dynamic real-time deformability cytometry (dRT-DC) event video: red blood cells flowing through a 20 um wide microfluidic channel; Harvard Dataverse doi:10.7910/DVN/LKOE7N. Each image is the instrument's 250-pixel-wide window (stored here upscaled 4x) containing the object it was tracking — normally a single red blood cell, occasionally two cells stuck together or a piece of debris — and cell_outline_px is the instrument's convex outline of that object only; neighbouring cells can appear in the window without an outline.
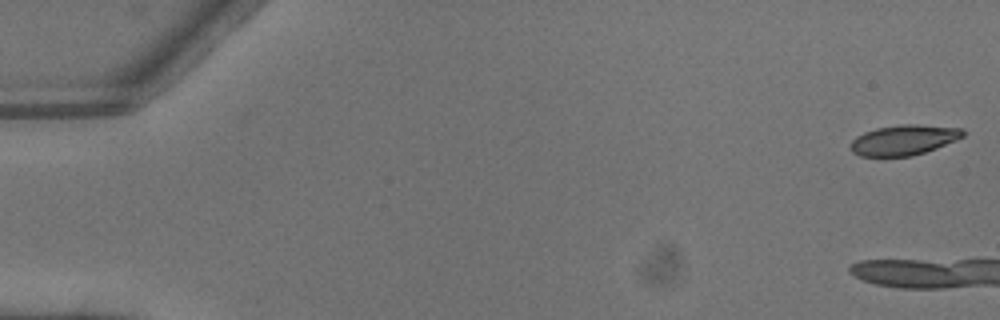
{"species": "common noctule bat (a hibernating species)", "species_latin": "Nyctalus noctula", "temperature_condition": "warm", "stored_images_in_passage": 6, "camera_frame_rate_fps": 3000, "um_per_image_px": 0.085, "animal": {"sex": "male", "body_mass_g": 13.3}, "frame": {"image": 1, "passage_image": 1, "time_ms": 0.0, "image_size_px": [1000, 320], "cell_outline_px": [[964, 136], [956, 140], [936, 148], [912, 156], [860, 156], [852, 152], [852, 140], [856, 136], [864, 132], [876, 128], [900, 124], [912, 124], [964, 128]], "centroid_in_image_um": [76.83, 11.89], "position_along_channel_um": 8.2, "area_um2": 19.71}}
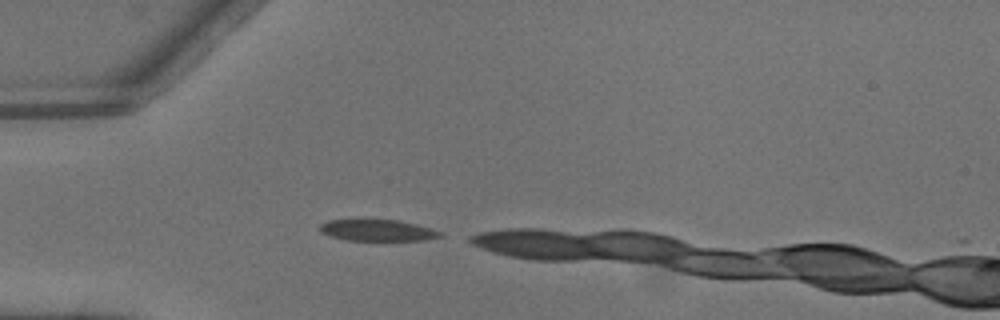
{"frame": {"image": 2, "passage_image": 6, "time_ms": 1.667, "image_size_px": [1000, 320], "cell_outline_px": [[444, 236], [424, 240], [348, 240], [328, 236], [320, 232], [320, 224], [328, 220], [400, 220], [432, 228], [440, 232]], "centroid_in_image_um": [32.09, 19.58], "position_along_channel_um": 52.9, "area_um2": 14.97}}